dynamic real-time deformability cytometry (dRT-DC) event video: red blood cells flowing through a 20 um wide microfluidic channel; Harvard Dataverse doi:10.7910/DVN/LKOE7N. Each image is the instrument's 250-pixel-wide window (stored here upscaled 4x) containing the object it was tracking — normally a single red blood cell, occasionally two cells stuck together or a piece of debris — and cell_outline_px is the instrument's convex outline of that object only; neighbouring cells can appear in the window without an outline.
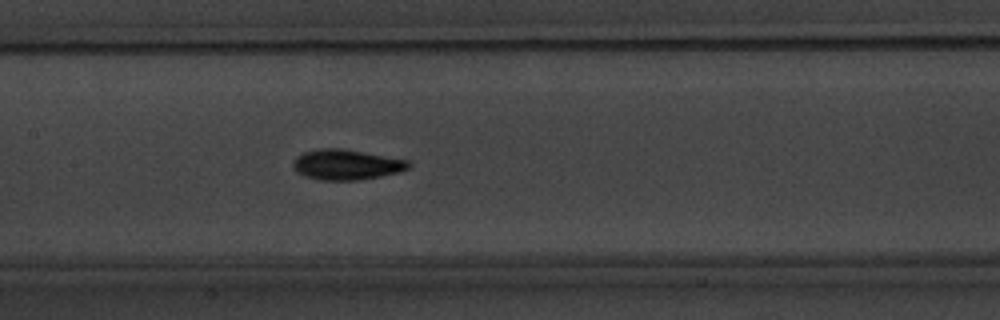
{"species": "common noctule bat (a hibernating species)", "species_latin": "Nyctalus noctula", "temperature_condition": "warm", "stored_images_in_passage": 8, "segment_of_instrument_passage": [1, 2], "camera_frame_rate_fps": 3000, "um_per_image_px": 0.085, "animal": {"sex": "male", "body_mass_g": 20.1, "forearm_length_mm": 53.5}, "frame": {"image": 1, "passage_image": 7, "time_ms": 7.667, "image_size_px": [1000, 320], "cell_outline_px": [[412, 164], [408, 168], [400, 172], [380, 176], [356, 180], [320, 180], [304, 176], [296, 172], [292, 168], [292, 160], [296, 156], [304, 152], [320, 148], [340, 148], [408, 160]], "centroid_in_image_um": [29.39, 13.99], "position_along_channel_um": 178.0, "area_um2": 20.46}}